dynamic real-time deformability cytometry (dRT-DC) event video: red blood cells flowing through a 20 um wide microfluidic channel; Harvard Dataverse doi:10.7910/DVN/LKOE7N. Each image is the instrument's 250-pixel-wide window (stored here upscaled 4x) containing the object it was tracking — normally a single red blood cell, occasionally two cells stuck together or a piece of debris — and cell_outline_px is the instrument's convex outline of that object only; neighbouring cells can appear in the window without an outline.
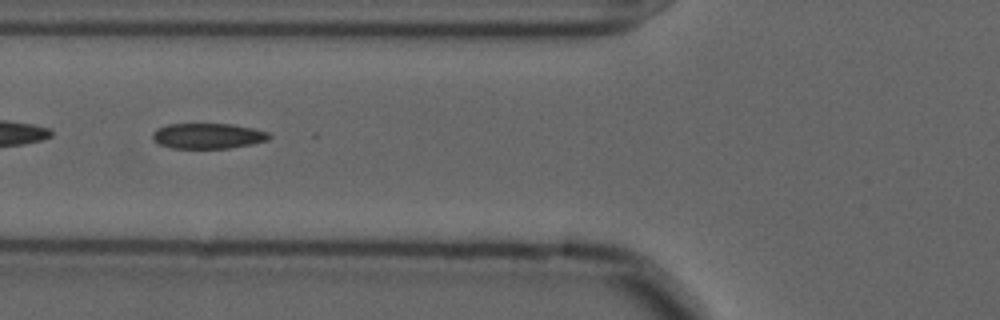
{"species": "common noctule bat (a hibernating species)", "species_latin": "Nyctalus noctula", "temperature_condition": "cold", "stored_images_in_passage": 53, "camera_frame_rate_fps": 3000, "um_per_image_px": 0.085, "animal": {"sex": "male", "forearm_length_mm": 52.5}, "frame": {"image": 1, "passage_image": 18, "time_ms": 5.667, "image_size_px": [1000, 320], "cell_outline_px": [[272, 136], [268, 140], [252, 144], [228, 148], [172, 148], [160, 144], [152, 140], [152, 132], [156, 128], [168, 124], [232, 124], [252, 128], [268, 132]], "centroid_in_image_um": [17.65, 11.55], "position_along_channel_um": 108.1, "area_um2": 17.34}}
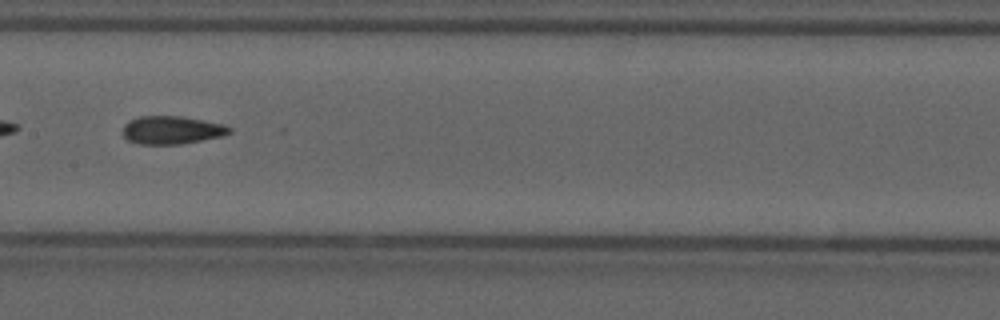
{"frame": {"image": 2, "passage_image": 25, "time_ms": 8.0, "image_size_px": [1000, 320], "cell_outline_px": [[232, 132], [224, 136], [184, 144], [140, 144], [128, 140], [124, 136], [124, 124], [128, 120], [140, 116], [180, 116], [224, 124], [232, 128]], "centroid_in_image_um": [14.64, 11.06], "position_along_channel_um": 192.8, "area_um2": 17.57}}
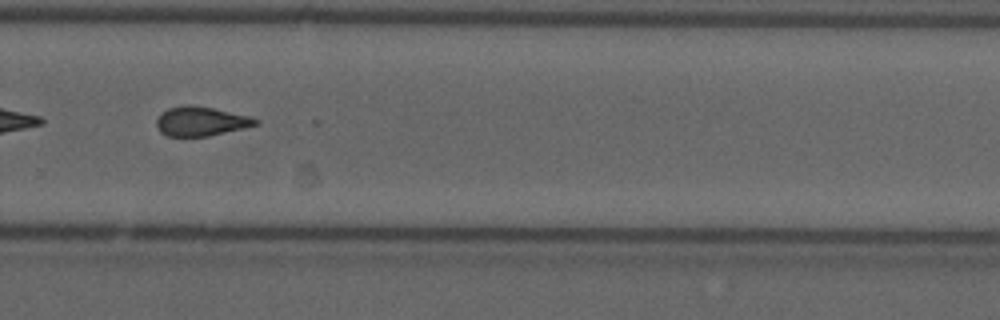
{"frame": {"image": 3, "passage_image": 35, "time_ms": 11.333, "image_size_px": [1000, 320], "cell_outline_px": [[260, 124], [244, 128], [208, 136], [168, 136], [160, 132], [156, 124], [156, 120], [160, 112], [168, 108], [184, 104], [188, 104], [212, 108], [248, 116], [260, 120]], "centroid_in_image_um": [17.05, 10.3], "position_along_channel_um": 312.8, "area_um2": 16.94}, "authors_computed_cell_mechanics": {"area_um2": 17.6868, "velocity_mm_per_s": 3.6087, "shape_relaxation_time_tau1_ms": null, "shape_relaxation_time_tau2_ms": 2.2181, "deformation_change_tau1": null, "deformation_change_tau2": 0.0918}}